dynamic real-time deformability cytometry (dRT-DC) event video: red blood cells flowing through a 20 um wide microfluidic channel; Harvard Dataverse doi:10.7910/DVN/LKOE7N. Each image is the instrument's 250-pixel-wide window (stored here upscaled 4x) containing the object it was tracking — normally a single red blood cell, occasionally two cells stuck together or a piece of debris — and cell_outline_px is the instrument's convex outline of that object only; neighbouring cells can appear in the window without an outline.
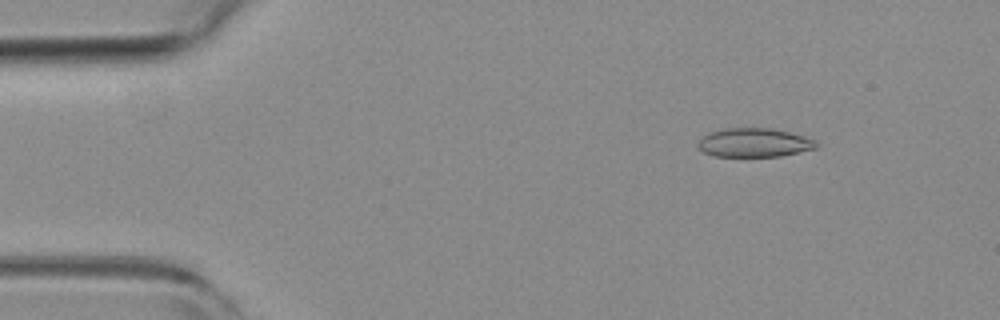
{"species": "common noctule bat (a hibernating species)", "species_latin": "Nyctalus noctula", "temperature_condition": "room temperature", "stored_images_in_passage": 11, "camera_frame_rate_fps": 3000, "um_per_image_px": 0.085, "animal": {"sex": "female", "body_mass_g": 19.3, "forearm_length_mm": 54.1}, "frame": {"image": 1, "passage_image": 7, "time_ms": 2.0, "image_size_px": [1000, 320], "cell_outline_px": [[820, 144], [816, 148], [780, 156], [712, 156], [704, 152], [696, 144], [708, 132], [728, 128], [772, 128], [804, 136], [816, 140]], "centroid_in_image_um": [64.12, 12.12], "position_along_channel_um": 20.9, "area_um2": 19.83}}